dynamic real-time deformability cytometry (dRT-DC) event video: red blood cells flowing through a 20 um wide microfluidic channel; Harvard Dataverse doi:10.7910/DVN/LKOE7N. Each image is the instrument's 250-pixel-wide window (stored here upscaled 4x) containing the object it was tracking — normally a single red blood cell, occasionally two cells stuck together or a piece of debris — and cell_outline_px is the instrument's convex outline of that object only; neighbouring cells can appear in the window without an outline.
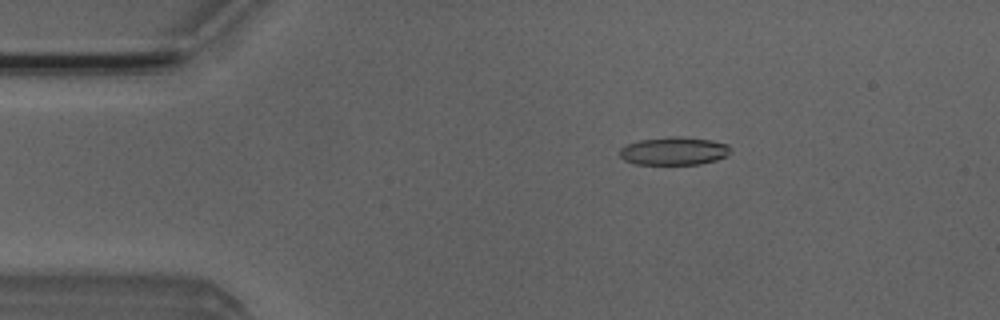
{"species": "Egyptian fruit bat (a non-hibernating species)", "species_latin": "Rousettus aegyptiacus", "temperature_condition": "room temperature", "stored_images_in_passage": 52, "camera_frame_rate_fps": 3000, "um_per_image_px": 0.085, "animal": {"sex": "male"}, "frame": {"image": 1, "passage_image": 9, "time_ms": 2.667, "image_size_px": [1000, 320], "cell_outline_px": [[728, 152], [724, 156], [716, 160], [700, 164], [636, 164], [624, 160], [620, 156], [620, 148], [628, 144], [640, 140], [672, 136], [680, 136], [712, 140], [728, 144]], "centroid_in_image_um": [57.26, 12.83], "position_along_channel_um": 27.7, "area_um2": 17.92}}
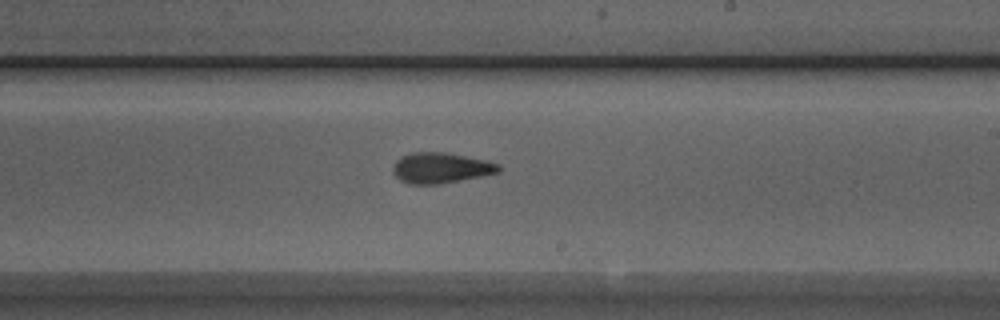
{"frame": {"image": 2, "passage_image": 30, "time_ms": 9.667, "image_size_px": [1000, 320], "cell_outline_px": [[500, 172], [440, 184], [408, 184], [400, 180], [392, 172], [392, 168], [396, 160], [412, 152], [444, 152], [488, 160], [500, 164]], "centroid_in_image_um": [37.47, 14.27], "position_along_channel_um": 251.5, "area_um2": 18.84}}
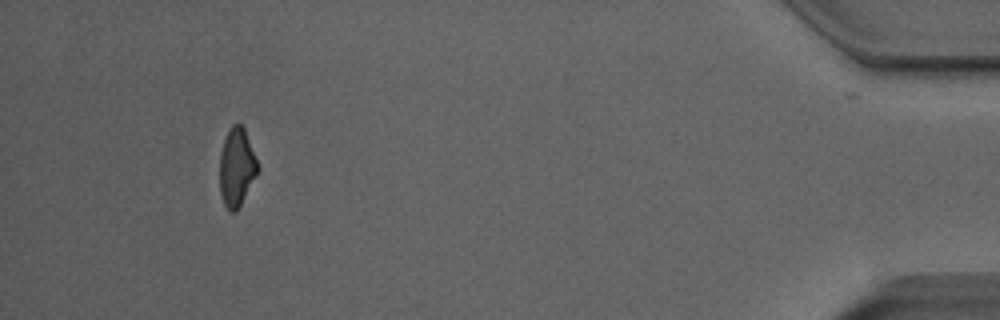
{"frame": {"image": 3, "passage_image": 48, "time_ms": 15.667, "image_size_px": [1000, 320], "cell_outline_px": [[260, 168], [256, 176], [236, 212], [228, 212], [224, 204], [220, 192], [220, 152], [228, 128], [232, 124], [240, 124], [244, 128]], "centroid_in_image_um": [20.11, 14.22], "position_along_channel_um": 415.1, "area_um2": 17.34}, "authors_computed_cell_mechanics": {"area_um2": 18.1781, "velocity_mm_per_s": 3.9637, "shape_relaxation_time_tau1_ms": 7.2021, "shape_relaxation_time_tau2_ms": 2.7237, "deformation_change_tau1": 0.1664, "deformation_change_tau2": 0.1076}}